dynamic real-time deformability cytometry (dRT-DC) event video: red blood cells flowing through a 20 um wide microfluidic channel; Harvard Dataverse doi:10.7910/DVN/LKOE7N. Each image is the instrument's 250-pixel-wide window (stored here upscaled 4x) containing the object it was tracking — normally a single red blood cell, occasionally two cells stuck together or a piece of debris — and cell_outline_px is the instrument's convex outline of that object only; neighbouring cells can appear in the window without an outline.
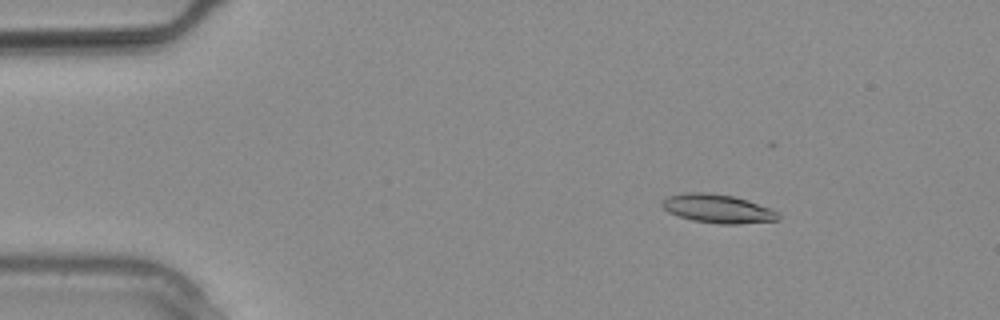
{"species": "common noctule bat (a hibernating species)", "species_latin": "Nyctalus noctula", "temperature_condition": "warm", "stored_images_in_passage": 13, "camera_frame_rate_fps": 3000, "um_per_image_px": 0.085, "animal": {"sex": "male", "body_mass_g": 20.4}, "frame": {"image": 1, "passage_image": 4, "time_ms": 1.0, "image_size_px": [1000, 320], "cell_outline_px": [[780, 220], [740, 224], [720, 224], [692, 220], [668, 212], [660, 204], [660, 200], [668, 196], [688, 192], [708, 192], [732, 196], [748, 200], [768, 208], [776, 212], [780, 216]], "centroid_in_image_um": [60.98, 17.73], "position_along_channel_um": 24.0, "area_um2": 19.36}}
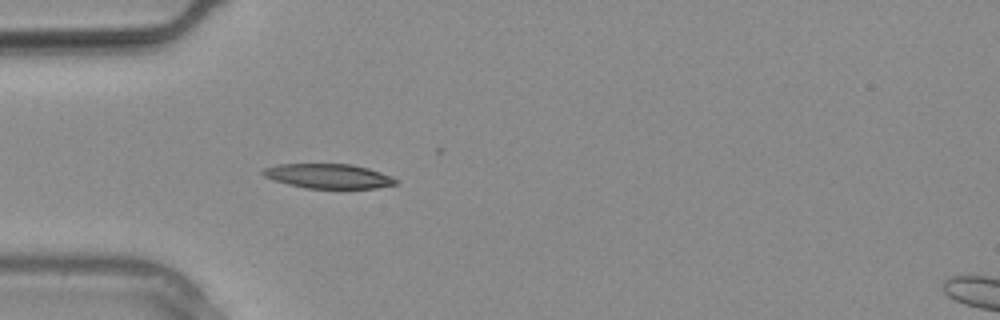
{"frame": {"image": 2, "passage_image": 8, "time_ms": 2.333, "image_size_px": [1000, 320], "cell_outline_px": [[396, 184], [376, 188], [304, 188], [272, 180], [264, 176], [260, 172], [264, 168], [276, 164], [352, 164], [368, 168], [392, 176], [396, 180]], "centroid_in_image_um": [27.87, 14.96], "position_along_channel_um": 57.1, "area_um2": 19.02}}